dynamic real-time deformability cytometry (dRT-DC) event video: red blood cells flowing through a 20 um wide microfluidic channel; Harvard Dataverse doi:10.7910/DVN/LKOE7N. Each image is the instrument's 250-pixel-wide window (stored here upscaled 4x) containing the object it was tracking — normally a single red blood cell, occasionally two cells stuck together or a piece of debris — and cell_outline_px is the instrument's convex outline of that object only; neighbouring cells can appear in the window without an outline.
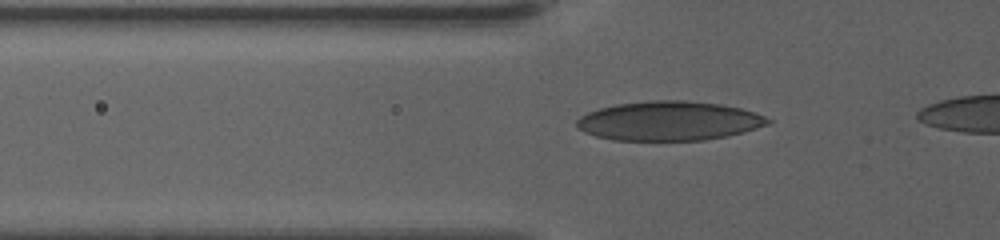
{"species": "human", "species_latin": "Homo sapiens", "temperature_condition": "warm", "stored_images_in_passage": 38, "camera_frame_rate_fps": 3000, "um_per_image_px": 0.085, "donor": {"sex": "female"}, "frame": {"image": 1, "passage_image": 6, "time_ms": 1.667, "image_size_px": [1000, 240], "cell_outline_px": [[772, 120], [768, 124], [744, 132], [704, 140], [612, 140], [596, 136], [584, 132], [576, 128], [576, 120], [580, 116], [588, 112], [600, 108], [616, 104], [652, 100], [684, 100], [720, 104], [740, 108], [756, 112]], "centroid_in_image_um": [56.84, 10.27], "position_along_channel_um": 69.0, "area_um2": 43.75}}
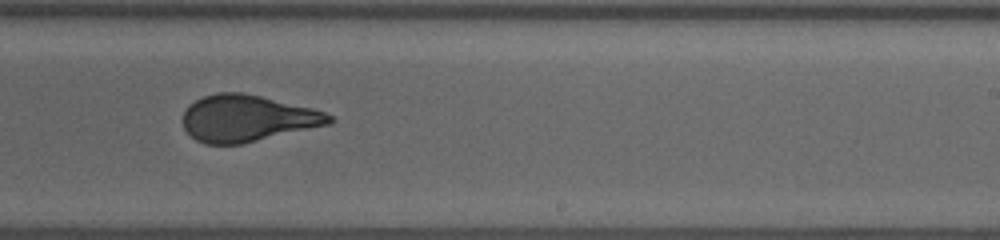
{"frame": {"image": 2, "passage_image": 23, "time_ms": 7.333, "image_size_px": [1000, 240], "cell_outline_px": [[336, 120], [332, 124], [240, 144], [204, 144], [196, 140], [184, 128], [184, 112], [188, 104], [204, 96], [216, 92], [240, 92], [260, 96], [312, 108], [324, 112], [332, 116]], "centroid_in_image_um": [21.03, 10.06], "position_along_channel_um": 268.0, "area_um2": 39.65}}
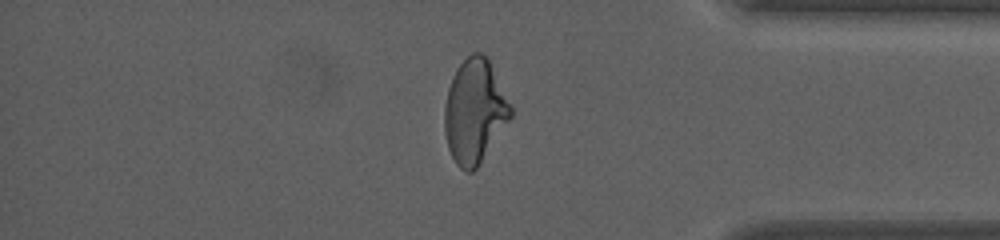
{"frame": {"image": 3, "passage_image": 35, "time_ms": 11.333, "image_size_px": [1000, 240], "cell_outline_px": [[512, 116], [476, 168], [472, 172], [464, 172], [456, 164], [448, 148], [444, 132], [444, 108], [448, 88], [452, 76], [456, 68], [472, 52], [480, 52], [488, 60], [512, 108]], "centroid_in_image_um": [40.31, 9.48], "position_along_channel_um": 394.9, "area_um2": 39.54}}